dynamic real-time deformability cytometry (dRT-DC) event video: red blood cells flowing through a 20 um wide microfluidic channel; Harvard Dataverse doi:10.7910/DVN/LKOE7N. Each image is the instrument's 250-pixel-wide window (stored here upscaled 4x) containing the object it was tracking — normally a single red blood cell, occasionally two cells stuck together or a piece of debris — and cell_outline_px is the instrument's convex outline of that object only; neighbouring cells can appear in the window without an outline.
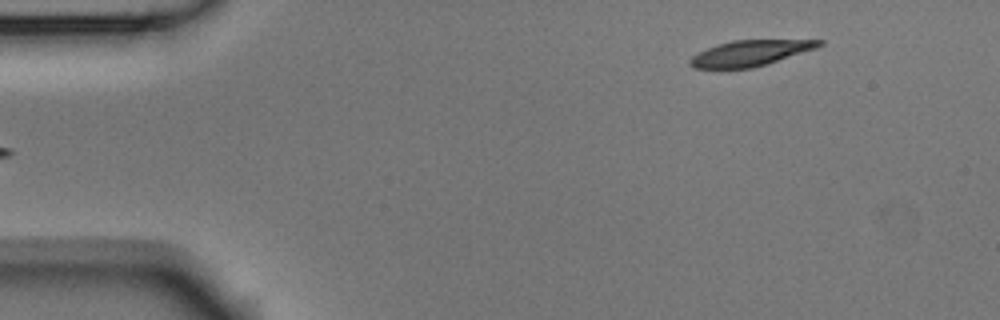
{"species": "Egyptian fruit bat (a non-hibernating species)", "species_latin": "Rousettus aegyptiacus", "temperature_condition": "room temperature", "stored_images_in_passage": 5, "camera_frame_rate_fps": 3000, "um_per_image_px": 0.085, "animal": {"sex": "male"}, "frame": {"image": 1, "passage_image": 5, "time_ms": 1.333, "image_size_px": [1000, 320], "cell_outline_px": [[824, 44], [816, 48], [768, 64], [752, 68], [692, 68], [688, 64], [688, 60], [692, 56], [716, 44], [732, 40], [824, 40]], "centroid_in_image_um": [63.76, 4.52], "position_along_channel_um": 21.2, "area_um2": 19.31}}